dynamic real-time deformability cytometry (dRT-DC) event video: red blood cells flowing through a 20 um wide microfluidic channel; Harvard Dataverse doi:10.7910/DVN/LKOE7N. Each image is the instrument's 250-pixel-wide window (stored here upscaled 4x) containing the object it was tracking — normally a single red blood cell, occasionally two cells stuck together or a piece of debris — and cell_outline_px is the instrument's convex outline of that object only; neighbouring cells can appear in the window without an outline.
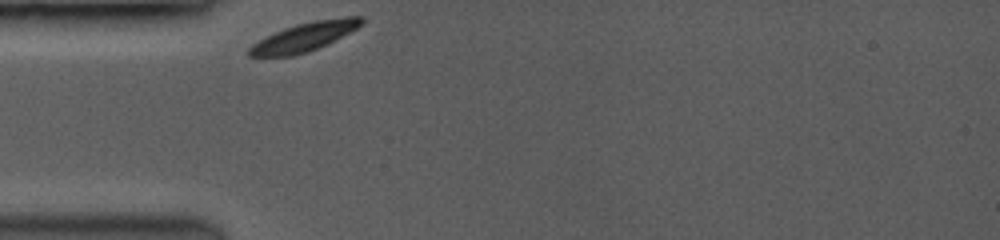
{"species": "common noctule bat (a hibernating species)", "species_latin": "Nyctalus noctula", "temperature_condition": "room temperature", "stored_images_in_passage": 43, "camera_frame_rate_fps": 3500, "um_per_image_px": 0.085, "animal": {"sex": "female", "body_mass_g": 19.0, "forearm_length_mm": 53.3}, "frame": {"image": 1, "passage_image": 1, "time_ms": 0.0, "image_size_px": [1000, 240], "cell_outline_px": [[364, 20], [356, 28], [328, 44], [308, 52], [292, 56], [248, 56], [248, 48], [252, 44], [284, 28], [296, 24], [316, 20], [344, 16], [364, 16]], "centroid_in_image_um": [25.89, 3.13], "position_along_channel_um": 59.1, "area_um2": 18.61}}
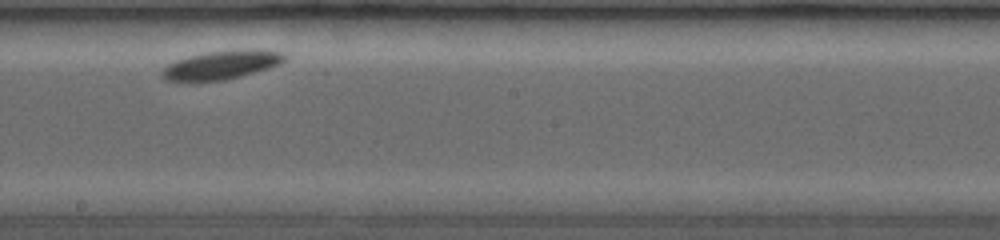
{"frame": {"image": 2, "passage_image": 20, "time_ms": 4.857, "image_size_px": [1000, 240], "cell_outline_px": [[284, 60], [280, 64], [268, 68], [240, 76], [224, 80], [164, 80], [160, 76], [160, 72], [168, 64], [176, 60], [188, 56], [204, 52], [284, 52]], "centroid_in_image_um": [18.7, 5.56], "position_along_channel_um": 229.5, "area_um2": 19.19}}
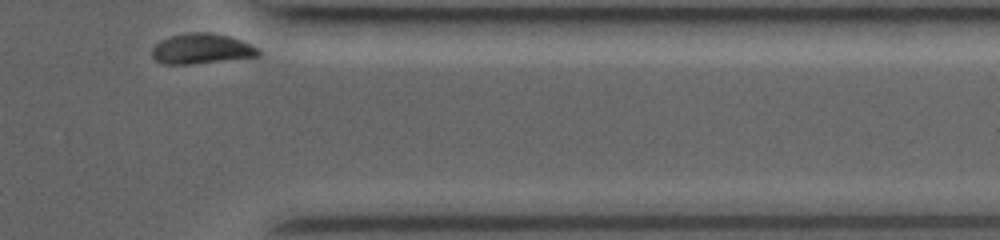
{"frame": {"image": 3, "passage_image": 42, "time_ms": 9.429, "image_size_px": [1000, 240], "cell_outline_px": [[260, 56], [188, 64], [168, 64], [156, 60], [152, 56], [152, 48], [160, 40], [172, 36], [192, 32], [212, 32], [228, 36], [252, 44], [260, 48]], "centroid_in_image_um": [17.16, 4.13], "position_along_channel_um": 394.2, "area_um2": 18.61}, "authors_computed_cell_mechanics": {"area_um2": 19.4208, "velocity_mm_per_s": 3.6052, "shape_relaxation_time_tau1_ms": 0.3492, "shape_relaxation_time_tau2_ms": null, "deformation_change_tau1": 0.0355, "deformation_change_tau2": null}}